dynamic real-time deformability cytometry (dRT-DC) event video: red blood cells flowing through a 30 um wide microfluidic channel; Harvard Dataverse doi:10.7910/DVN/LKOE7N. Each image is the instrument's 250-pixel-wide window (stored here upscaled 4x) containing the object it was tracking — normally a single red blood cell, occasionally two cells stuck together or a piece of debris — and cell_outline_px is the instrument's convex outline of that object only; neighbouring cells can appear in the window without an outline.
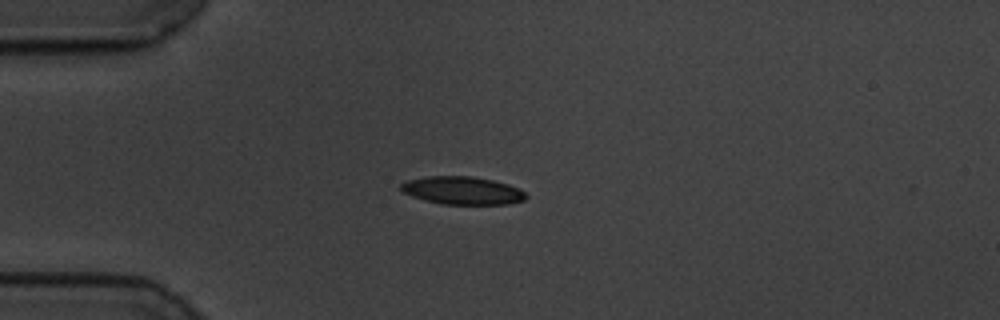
{"species": "common noctule bat (a hibernating species)", "species_latin": "Nyctalus noctula", "temperature_condition": "cold", "stored_images_in_passage": 44, "camera_frame_rate_fps": 3000, "um_per_image_px": 0.085, "animal": {"sex": "male", "body_mass_g": 19.5, "forearm_length_mm": 54.6}, "frame": {"image": 1, "passage_image": 1, "time_ms": 0.0, "image_size_px": [1000, 320], "cell_outline_px": [[528, 196], [524, 200], [508, 204], [440, 204], [412, 196], [400, 192], [400, 184], [408, 180], [428, 176], [472, 176], [492, 180], [508, 184], [520, 188]], "centroid_in_image_um": [39.3, 16.19], "position_along_channel_um": 45.7, "area_um2": 20.4}}
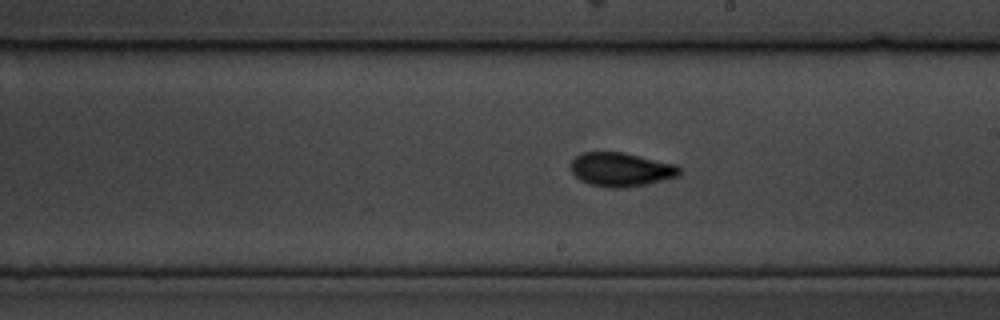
{"frame": {"image": 2, "passage_image": 19, "time_ms": 6.0, "image_size_px": [1000, 320], "cell_outline_px": [[680, 176], [648, 184], [620, 188], [608, 188], [588, 184], [580, 180], [568, 168], [568, 164], [576, 156], [584, 152], [624, 152], [676, 164], [680, 168]], "centroid_in_image_um": [52.76, 14.41], "position_along_channel_um": 236.2, "area_um2": 21.79}}
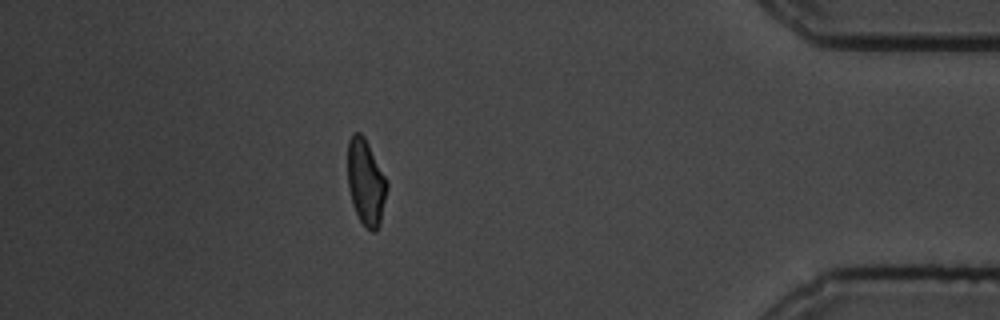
{"frame": {"image": 3, "passage_image": 37, "time_ms": 12.0, "image_size_px": [1000, 320], "cell_outline_px": [[388, 188], [380, 224], [376, 232], [372, 232], [360, 220], [352, 204], [348, 188], [348, 140], [352, 132], [360, 132], [364, 136], [388, 180]], "centroid_in_image_um": [31.11, 15.47], "position_along_channel_um": 404.1, "area_um2": 19.88}, "authors_computed_cell_mechanics": {"area_um2": 20.3745, "velocity_mm_per_s": 3.4952, "shape_relaxation_time_tau1_ms": 4.9844, "shape_relaxation_time_tau2_ms": 2.1831, "deformation_change_tau1": 0.158, "deformation_change_tau2": 0.0841}}